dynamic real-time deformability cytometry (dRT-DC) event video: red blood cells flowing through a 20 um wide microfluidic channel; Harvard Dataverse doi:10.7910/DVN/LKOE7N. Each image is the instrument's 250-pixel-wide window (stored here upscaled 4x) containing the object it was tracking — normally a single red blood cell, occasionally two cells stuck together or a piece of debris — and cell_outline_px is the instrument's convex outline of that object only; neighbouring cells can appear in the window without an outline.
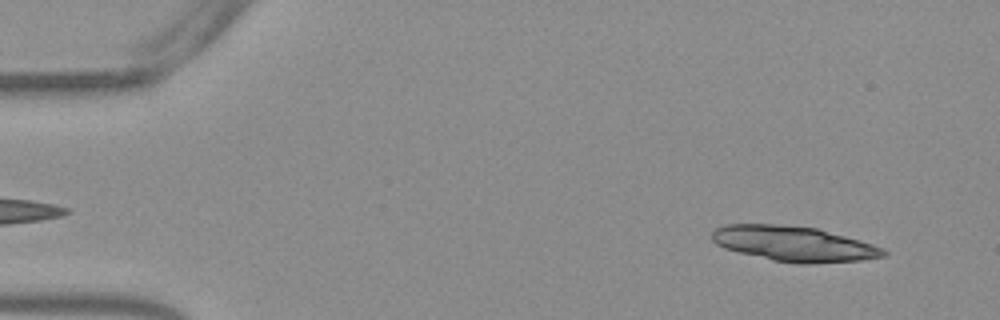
{"species": "Egyptian fruit bat (a non-hibernating species)", "species_latin": "Rousettus aegyptiacus", "temperature_condition": "warm", "stored_images_in_passage": 32, "camera_frame_rate_fps": 3000, "um_per_image_px": 0.085, "frame": {"image": 1, "passage_image": 3, "time_ms": 0.667, "image_size_px": [1000, 320], "cell_outline_px": [[888, 252], [884, 256], [860, 260], [812, 264], [796, 264], [772, 260], [724, 248], [716, 244], [712, 240], [712, 232], [716, 228], [724, 224], [776, 224], [816, 228], [860, 240], [884, 248]], "centroid_in_image_um": [67.47, 20.72], "position_along_channel_um": 17.5, "area_um2": 35.08}}